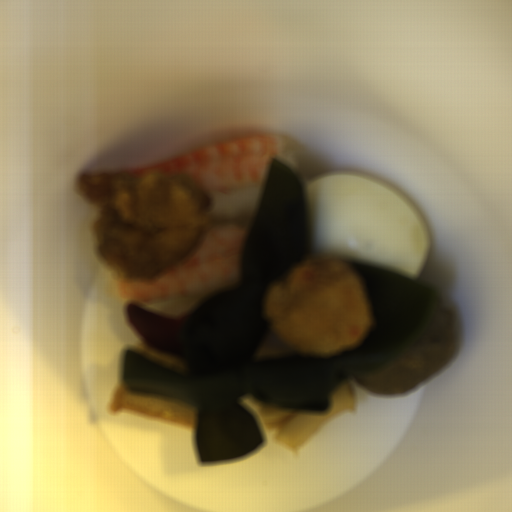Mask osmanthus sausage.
<instances>
[{
  "label": "osmanthus sausage",
  "instance_id": "obj_1",
  "mask_svg": "<svg viewBox=\"0 0 512 512\" xmlns=\"http://www.w3.org/2000/svg\"><path fill=\"white\" fill-rule=\"evenodd\" d=\"M327 411H296L269 406L258 409V418L267 431H274L273 441L281 442L293 454L331 418L355 411V392L350 379L337 388L329 398Z\"/></svg>",
  "mask_w": 512,
  "mask_h": 512
}]
</instances>
